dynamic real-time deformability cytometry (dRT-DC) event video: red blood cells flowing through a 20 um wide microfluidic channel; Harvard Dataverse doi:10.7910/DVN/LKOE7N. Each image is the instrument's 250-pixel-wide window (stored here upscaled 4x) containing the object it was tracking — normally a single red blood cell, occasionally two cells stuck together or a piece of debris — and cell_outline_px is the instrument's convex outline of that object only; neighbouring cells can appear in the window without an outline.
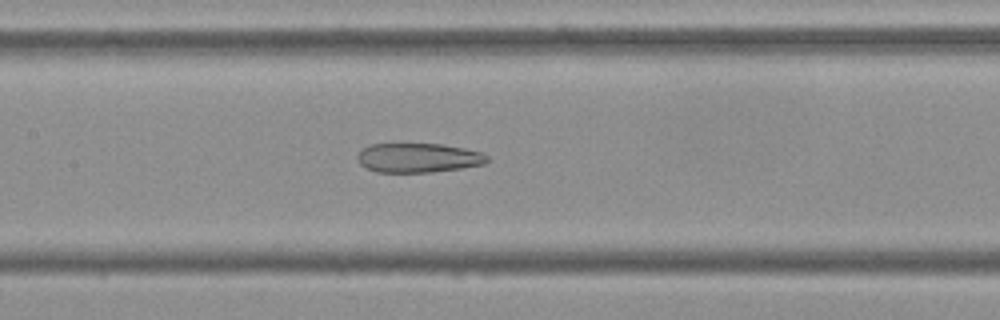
{"species": "Egyptian fruit bat (a non-hibernating species)", "species_latin": "Rousettus aegyptiacus", "temperature_condition": "cold", "stored_images_in_passage": 54, "camera_frame_rate_fps": 3000, "um_per_image_px": 0.085, "frame": {"image": 1, "passage_image": 25, "time_ms": 8.0, "image_size_px": [1000, 320], "cell_outline_px": [[488, 160], [484, 164], [460, 168], [432, 172], [376, 172], [360, 164], [356, 160], [356, 156], [364, 148], [372, 144], [444, 144], [464, 148], [480, 152], [488, 156]], "centroid_in_image_um": [35.54, 13.41], "position_along_channel_um": 171.9, "area_um2": 22.08}}
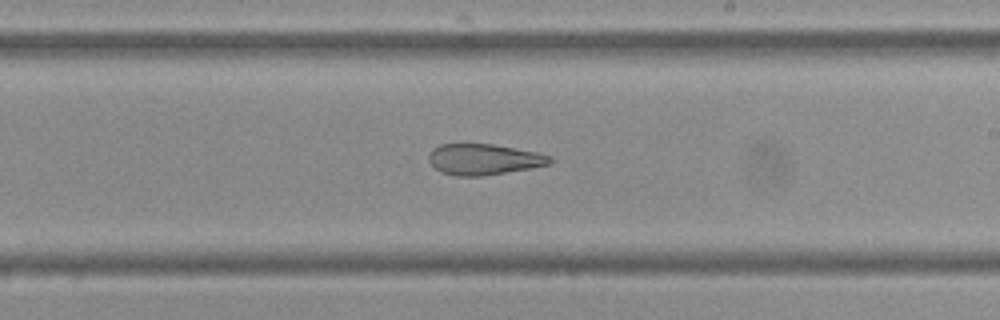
{"frame": {"image": 2, "passage_image": 31, "time_ms": 10.0, "image_size_px": [1000, 320], "cell_outline_px": [[552, 164], [532, 168], [480, 176], [456, 176], [440, 172], [428, 160], [428, 156], [432, 148], [440, 144], [492, 144], [536, 152], [552, 156]], "centroid_in_image_um": [41.12, 13.54], "position_along_channel_um": 247.9, "area_um2": 21.85}}
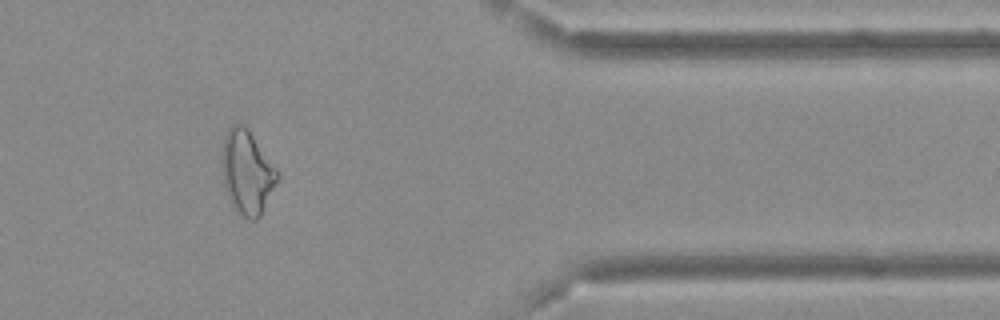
{"frame": {"image": 3, "passage_image": 44, "time_ms": 14.333, "image_size_px": [1000, 320], "cell_outline_px": [[280, 176], [260, 216], [256, 220], [248, 220], [236, 212], [228, 196], [224, 184], [220, 160], [224, 136], [228, 128], [232, 124], [244, 124], [248, 128], [276, 168]], "centroid_in_image_um": [20.98, 14.63], "position_along_channel_um": 390.4, "area_um2": 27.28}}